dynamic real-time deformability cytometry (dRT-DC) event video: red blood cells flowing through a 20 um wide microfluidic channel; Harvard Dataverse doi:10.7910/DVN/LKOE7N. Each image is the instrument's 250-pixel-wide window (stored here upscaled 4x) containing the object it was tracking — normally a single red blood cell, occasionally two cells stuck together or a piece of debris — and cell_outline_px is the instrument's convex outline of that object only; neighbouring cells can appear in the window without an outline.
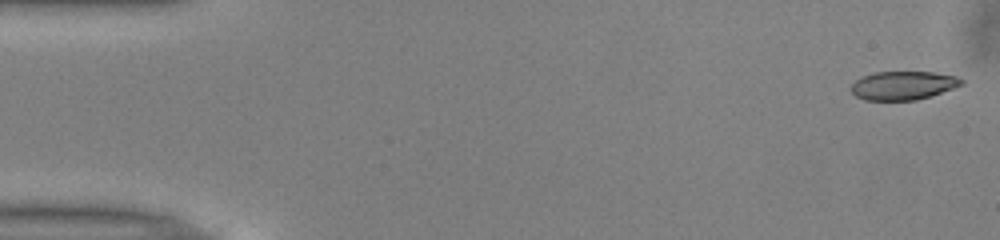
{"species": "common noctule bat (a hibernating species)", "species_latin": "Nyctalus noctula", "temperature_condition": "warm", "stored_images_in_passage": 50, "camera_frame_rate_fps": 3000, "um_per_image_px": 0.085, "animal": {"sex": "male", "body_mass_g": 13.0, "forearm_length_mm": 53.1}, "frame": {"image": 1, "passage_image": 1, "time_ms": 0.0, "image_size_px": [1000, 240], "cell_outline_px": [[964, 84], [916, 100], [864, 100], [856, 96], [848, 88], [860, 76], [876, 72], [932, 72], [956, 76], [964, 80]], "centroid_in_image_um": [76.71, 7.26], "position_along_channel_um": 8.3, "area_um2": 18.32}}
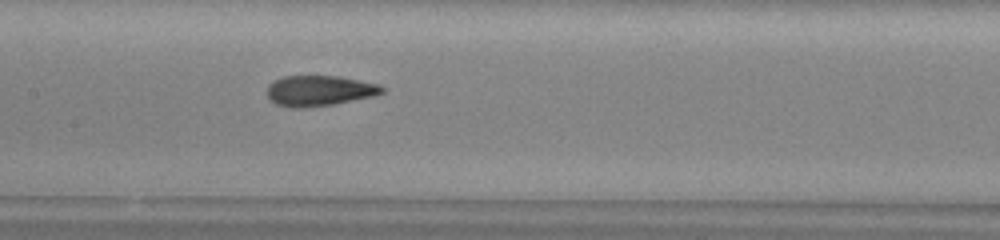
{"frame": {"image": 2, "passage_image": 24, "time_ms": 7.667, "image_size_px": [1000, 240], "cell_outline_px": [[388, 88], [384, 92], [376, 96], [332, 104], [300, 108], [292, 108], [276, 104], [264, 92], [268, 84], [272, 80], [284, 76], [340, 76], [380, 84]], "centroid_in_image_um": [27.16, 7.7], "position_along_channel_um": 180.2, "area_um2": 20.81}}
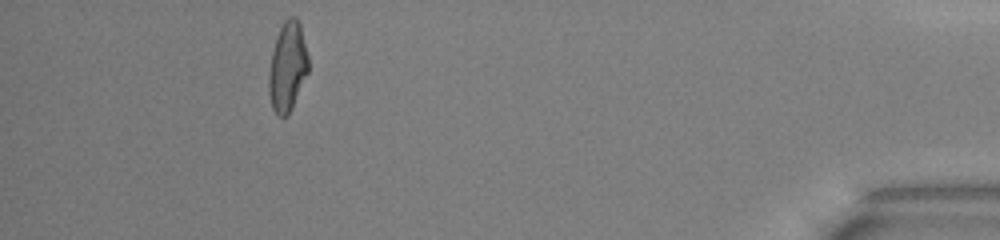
{"frame": {"image": 3, "passage_image": 46, "time_ms": 15.0, "image_size_px": [1000, 240], "cell_outline_px": [[308, 72], [292, 108], [288, 116], [276, 116], [272, 108], [268, 92], [268, 72], [272, 52], [276, 36], [284, 20], [288, 16], [296, 16], [300, 24], [308, 56]], "centroid_in_image_um": [24.42, 5.68], "position_along_channel_um": 410.8, "area_um2": 20.81}, "authors_computed_cell_mechanics": {"area_um2": 20.3167, "velocity_mm_per_s": 4.0302, "shape_relaxation_time_tau1_ms": 5.2462, "shape_relaxation_time_tau2_ms": 1.539, "deformation_change_tau1": 0.1924, "deformation_change_tau2": 0.0938}}